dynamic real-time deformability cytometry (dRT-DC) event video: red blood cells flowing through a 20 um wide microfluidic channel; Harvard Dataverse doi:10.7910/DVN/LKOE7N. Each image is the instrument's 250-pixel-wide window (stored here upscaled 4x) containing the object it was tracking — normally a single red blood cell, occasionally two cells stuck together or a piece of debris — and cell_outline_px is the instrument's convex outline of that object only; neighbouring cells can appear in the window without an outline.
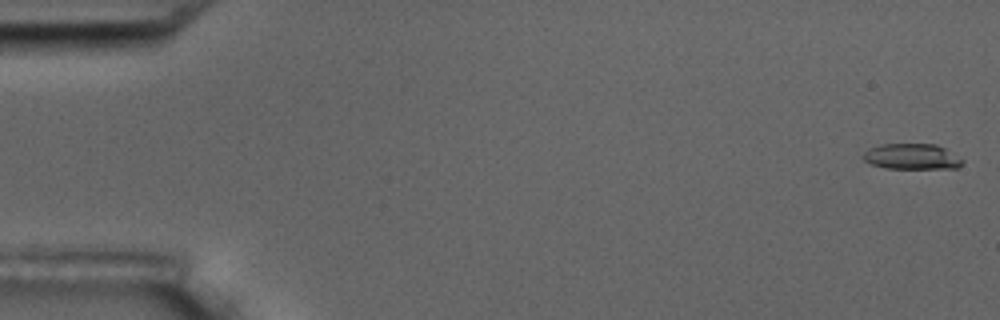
{"species": "common noctule bat (a hibernating species)", "species_latin": "Nyctalus noctula", "temperature_condition": "room temperature", "stored_images_in_passage": 6, "camera_frame_rate_fps": 3000, "um_per_image_px": 0.085, "animal": {"sex": "male", "body_mass_g": 17.5, "forearm_length_mm": 52.3}, "frame": {"image": 1, "passage_image": 1, "time_ms": 0.0, "image_size_px": [1000, 320], "cell_outline_px": [[964, 160], [956, 168], [884, 168], [872, 164], [864, 160], [860, 156], [868, 148], [880, 144], [936, 144], [944, 148]], "centroid_in_image_um": [77.45, 13.3], "position_along_channel_um": 7.6, "area_um2": 14.8}}
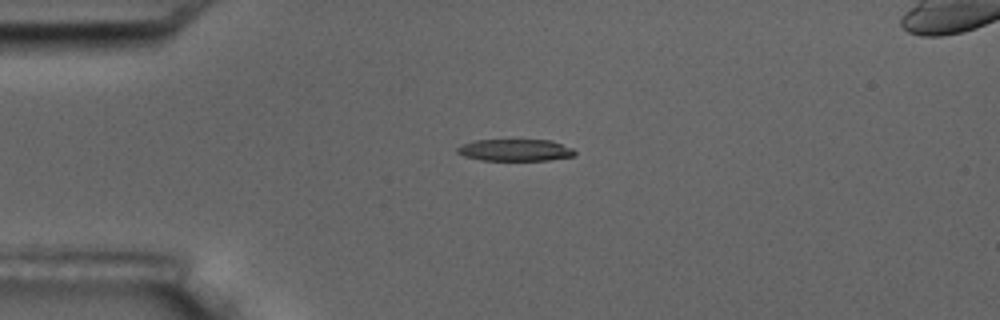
{"frame": {"image": 2, "passage_image": 4, "time_ms": 4.333, "image_size_px": [1000, 320], "cell_outline_px": [[576, 156], [548, 160], [480, 160], [464, 156], [456, 152], [456, 148], [464, 144], [476, 140], [552, 140], [572, 148], [576, 152]], "centroid_in_image_um": [43.82, 12.76], "position_along_channel_um": 41.2, "area_um2": 14.97}}